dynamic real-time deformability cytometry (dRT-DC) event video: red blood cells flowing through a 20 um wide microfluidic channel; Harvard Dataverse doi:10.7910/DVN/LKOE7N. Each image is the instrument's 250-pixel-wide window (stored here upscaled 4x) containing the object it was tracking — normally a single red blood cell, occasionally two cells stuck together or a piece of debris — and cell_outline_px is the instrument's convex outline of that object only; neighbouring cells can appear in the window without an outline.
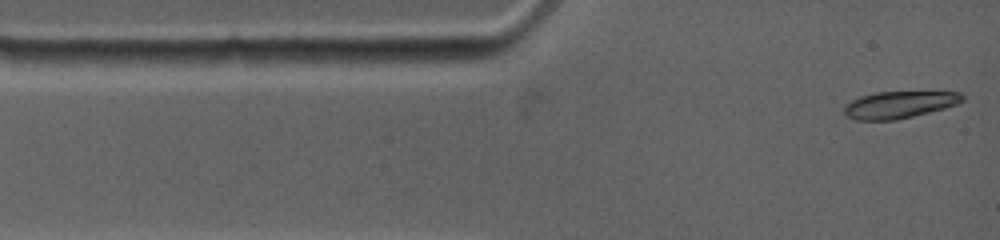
{"species": "common noctule bat (a hibernating species)", "species_latin": "Nyctalus noctula", "temperature_condition": "warm", "stored_images_in_passage": 14, "camera_frame_rate_fps": 4500, "um_per_image_px": 0.085, "animal": {"sex": "female", "body_mass_g": 19.0, "forearm_length_mm": 53.3}, "frame": {"image": 1, "passage_image": 1, "time_ms": 0.0, "image_size_px": [1000, 240], "cell_outline_px": [[964, 100], [956, 104], [944, 108], [896, 120], [856, 120], [848, 116], [844, 112], [844, 104], [860, 96], [876, 92], [960, 92], [964, 96]], "centroid_in_image_um": [76.41, 8.89], "position_along_channel_um": 8.6, "area_um2": 18.44}}
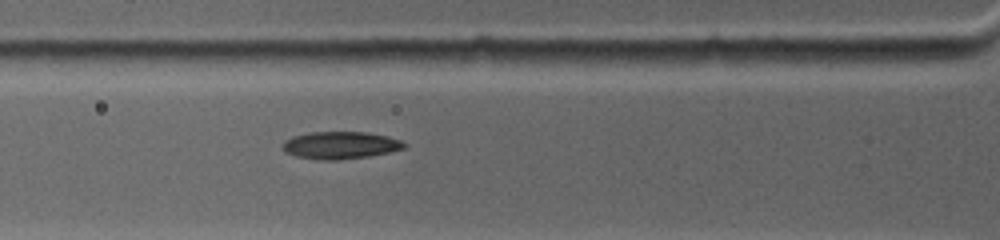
{"frame": {"image": 2, "passage_image": 8, "time_ms": 3.333, "image_size_px": [1000, 240], "cell_outline_px": [[408, 144], [404, 148], [388, 152], [368, 156], [340, 160], [320, 160], [296, 156], [284, 152], [284, 140], [292, 136], [308, 132], [364, 132], [388, 136], [400, 140]], "centroid_in_image_um": [28.92, 12.34], "position_along_channel_um": 96.9, "area_um2": 19.36}}
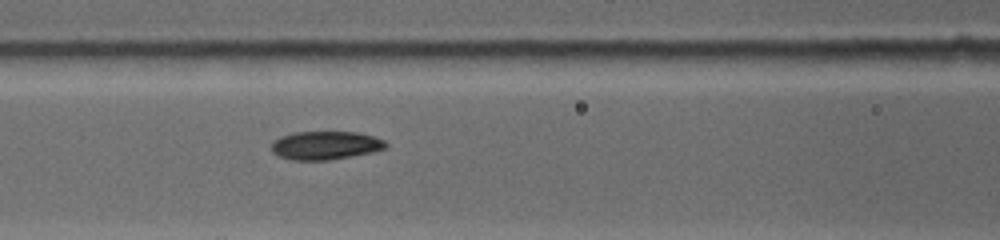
{"frame": {"image": 3, "passage_image": 11, "time_ms": 4.444, "image_size_px": [1000, 240], "cell_outline_px": [[388, 148], [372, 152], [352, 156], [328, 160], [288, 160], [276, 156], [272, 152], [272, 140], [280, 136], [292, 132], [360, 132], [384, 140], [388, 144]], "centroid_in_image_um": [27.63, 12.36], "position_along_channel_um": 139.0, "area_um2": 19.25}}